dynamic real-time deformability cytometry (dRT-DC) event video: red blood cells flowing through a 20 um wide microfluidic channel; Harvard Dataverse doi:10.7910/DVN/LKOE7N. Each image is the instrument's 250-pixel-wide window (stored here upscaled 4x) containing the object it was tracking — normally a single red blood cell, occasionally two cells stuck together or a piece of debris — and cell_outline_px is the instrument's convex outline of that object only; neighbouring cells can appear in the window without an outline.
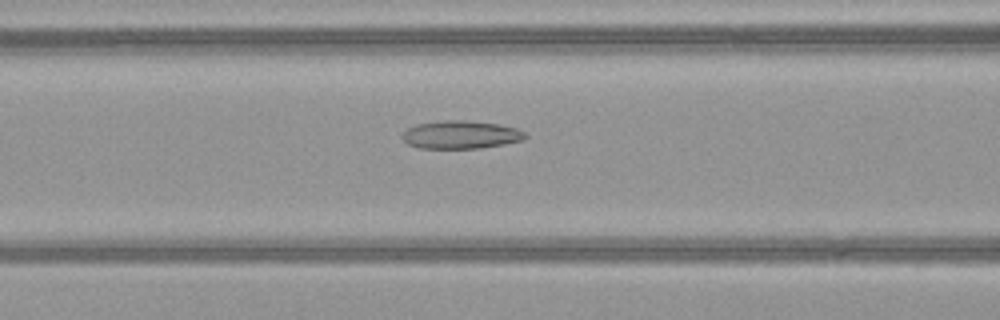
{"species": "common noctule bat (a hibernating species)", "species_latin": "Nyctalus noctula", "temperature_condition": "warm", "stored_images_in_passage": 51, "camera_frame_rate_fps": 3000, "um_per_image_px": 0.085, "animal": {"sex": "female", "body_mass_g": 21.9}, "frame": {"image": 1, "passage_image": 22, "time_ms": 7.0, "image_size_px": [1000, 320], "cell_outline_px": [[528, 136], [524, 140], [504, 144], [480, 148], [416, 148], [408, 144], [400, 136], [408, 128], [416, 124], [444, 120], [464, 120], [500, 124], [516, 128], [524, 132]], "centroid_in_image_um": [39.17, 11.45], "position_along_channel_um": 127.4, "area_um2": 20.17}}
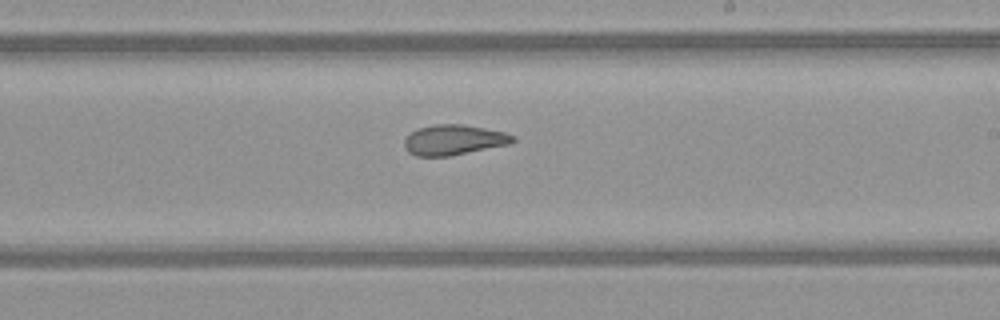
{"frame": {"image": 2, "passage_image": 31, "time_ms": 10.0, "image_size_px": [1000, 320], "cell_outline_px": [[516, 140], [508, 144], [452, 156], [416, 156], [408, 152], [404, 148], [404, 140], [412, 132], [420, 128], [436, 124], [464, 124], [504, 132], [516, 136]], "centroid_in_image_um": [38.58, 11.9], "position_along_channel_um": 250.4, "area_um2": 19.07}}
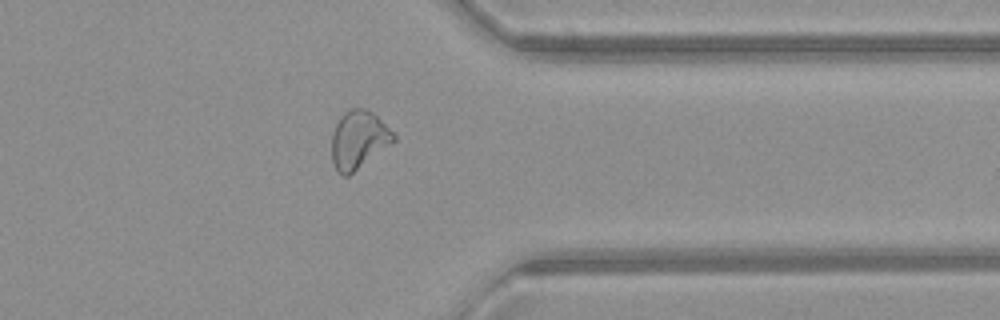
{"frame": {"image": 3, "passage_image": 41, "time_ms": 13.333, "image_size_px": [1000, 320], "cell_outline_px": [[396, 140], [348, 176], [344, 176], [336, 172], [332, 164], [332, 132], [340, 116], [348, 108], [364, 108], [372, 112], [396, 136]], "centroid_in_image_um": [30.44, 11.88], "position_along_channel_um": 381.0, "area_um2": 20.81}, "authors_computed_cell_mechanics": {"area_um2": 22.7154, "velocity_mm_per_s": 4.0973, "shape_relaxation_time_tau1_ms": null, "shape_relaxation_time_tau2_ms": 2.1193, "deformation_change_tau1": null, "deformation_change_tau2": 0.0962}}